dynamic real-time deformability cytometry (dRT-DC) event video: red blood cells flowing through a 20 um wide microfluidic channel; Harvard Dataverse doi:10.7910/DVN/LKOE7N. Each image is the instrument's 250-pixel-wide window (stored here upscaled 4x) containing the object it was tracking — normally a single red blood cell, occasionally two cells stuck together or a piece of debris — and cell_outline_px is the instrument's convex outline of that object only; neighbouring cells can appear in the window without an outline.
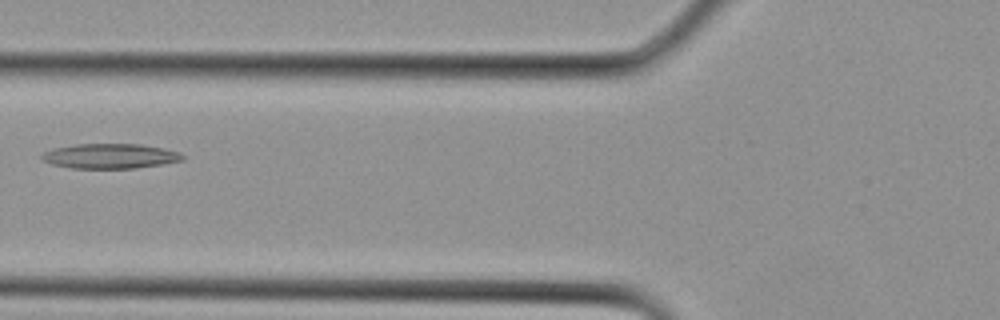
{"species": "Egyptian fruit bat (a non-hibernating species)", "species_latin": "Rousettus aegyptiacus", "temperature_condition": "cold", "stored_images_in_passage": 9, "camera_frame_rate_fps": 3000, "um_per_image_px": 0.085, "animal": {"sex": "female"}, "frame": {"image": 1, "passage_image": 8, "time_ms": 2.333, "image_size_px": [1000, 320], "cell_outline_px": [[184, 160], [160, 164], [132, 168], [72, 168], [52, 164], [44, 160], [40, 156], [44, 152], [52, 148], [76, 144], [140, 144], [164, 148], [180, 152], [184, 156]], "centroid_in_image_um": [9.36, 13.26], "position_along_channel_um": 116.4, "area_um2": 20.29}}